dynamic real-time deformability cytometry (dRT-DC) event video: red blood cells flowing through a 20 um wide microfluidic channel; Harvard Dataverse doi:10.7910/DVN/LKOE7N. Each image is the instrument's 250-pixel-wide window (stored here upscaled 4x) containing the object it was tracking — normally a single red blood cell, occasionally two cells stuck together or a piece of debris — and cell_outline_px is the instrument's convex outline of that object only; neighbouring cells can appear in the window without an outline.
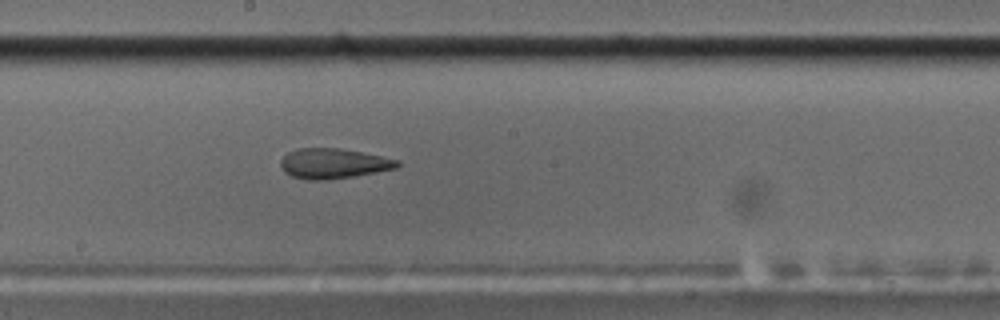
{"species": "common noctule bat (a hibernating species)", "species_latin": "Nyctalus noctula", "temperature_condition": "cold", "stored_images_in_passage": 58, "camera_frame_rate_fps": 3000, "um_per_image_px": 0.085, "animal": {"sex": "male", "body_mass_g": 17.5, "forearm_length_mm": 52.3}, "frame": {"image": 1, "passage_image": 32, "time_ms": 10.333, "image_size_px": [1000, 320], "cell_outline_px": [[400, 164], [396, 168], [352, 176], [328, 180], [308, 180], [292, 176], [284, 172], [280, 164], [280, 160], [288, 152], [296, 148], [340, 148], [400, 160]], "centroid_in_image_um": [28.3, 13.89], "position_along_channel_um": 219.9, "area_um2": 20.35}}
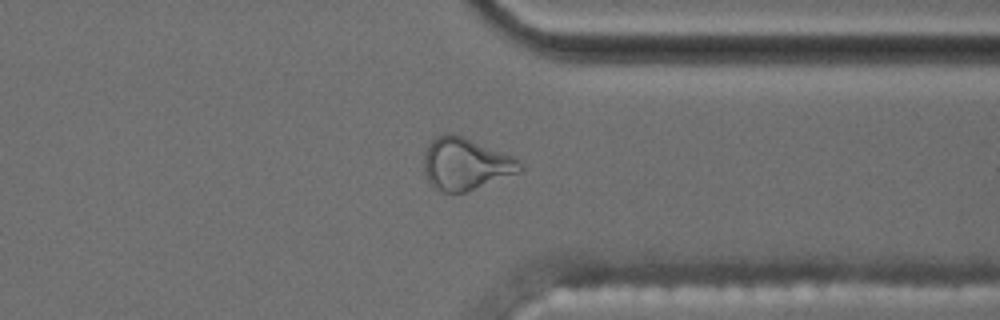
{"frame": {"image": 2, "passage_image": 45, "time_ms": 14.667, "image_size_px": [1000, 320], "cell_outline_px": [[524, 168], [520, 172], [464, 192], [440, 192], [432, 188], [424, 172], [424, 152], [428, 144], [436, 136], [444, 132], [448, 132], [464, 136], [512, 156], [520, 160], [524, 164]], "centroid_in_image_um": [39.55, 13.92], "position_along_channel_um": 371.8, "area_um2": 29.36}}
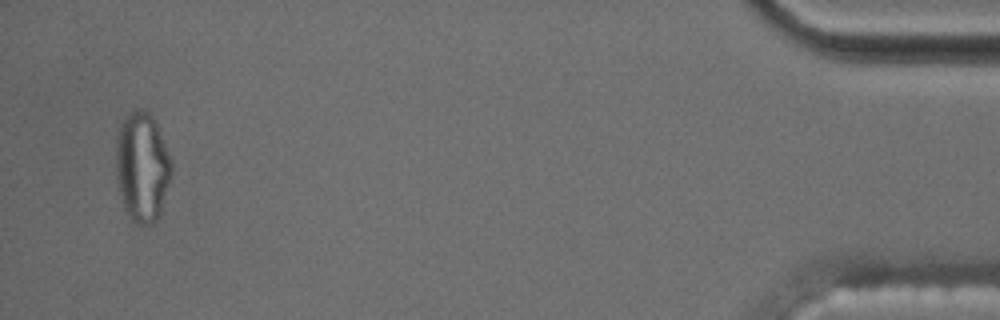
{"frame": {"image": 3, "passage_image": 56, "time_ms": 18.333, "image_size_px": [1000, 320], "cell_outline_px": [[172, 172], [160, 212], [156, 220], [152, 224], [136, 224], [128, 216], [124, 208], [116, 184], [116, 136], [120, 124], [124, 116], [128, 112], [136, 108], [140, 108], [148, 112], [156, 120], [172, 160]], "centroid_in_image_um": [12.06, 14.15], "position_along_channel_um": 423.1, "area_um2": 36.13}, "authors_computed_cell_mechanics": {"area_um2": 21.1837, "velocity_mm_per_s": 3.54, "shape_relaxation_time_tau1_ms": null, "shape_relaxation_time_tau2_ms": 2.6111, "deformation_change_tau1": null, "deformation_change_tau2": 0.114}}